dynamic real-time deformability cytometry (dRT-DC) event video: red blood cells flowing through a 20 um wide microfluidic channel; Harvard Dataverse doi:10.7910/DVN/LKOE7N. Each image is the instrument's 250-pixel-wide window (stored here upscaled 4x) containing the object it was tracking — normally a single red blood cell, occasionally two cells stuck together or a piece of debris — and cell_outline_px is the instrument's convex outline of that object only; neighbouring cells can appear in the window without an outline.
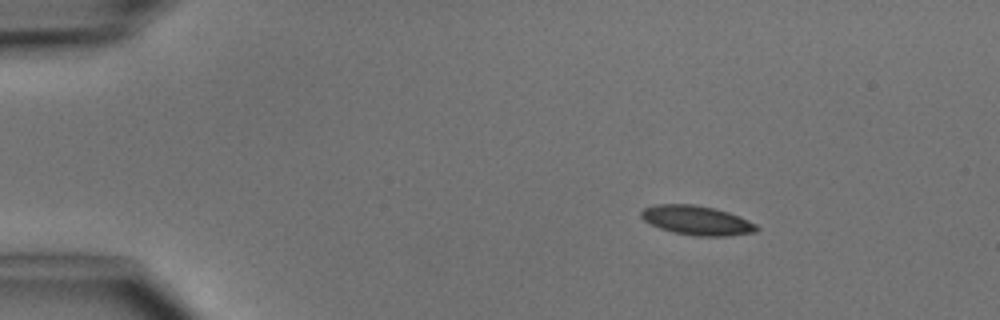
{"species": "common noctule bat (a hibernating species)", "species_latin": "Nyctalus noctula", "temperature_condition": "cold", "stored_images_in_passage": 4, "camera_frame_rate_fps": 3000, "um_per_image_px": 0.085, "animal": {"sex": "male", "body_mass_g": 15.6}, "frame": {"image": 1, "passage_image": 2, "time_ms": 1.333, "image_size_px": [1000, 320], "cell_outline_px": [[760, 228], [756, 232], [728, 236], [696, 236], [672, 232], [660, 228], [644, 220], [640, 216], [640, 212], [644, 208], [656, 204], [692, 204], [712, 208], [728, 212], [748, 220], [756, 224]], "centroid_in_image_um": [59.23, 18.74], "position_along_channel_um": 25.8, "area_um2": 19.65}}